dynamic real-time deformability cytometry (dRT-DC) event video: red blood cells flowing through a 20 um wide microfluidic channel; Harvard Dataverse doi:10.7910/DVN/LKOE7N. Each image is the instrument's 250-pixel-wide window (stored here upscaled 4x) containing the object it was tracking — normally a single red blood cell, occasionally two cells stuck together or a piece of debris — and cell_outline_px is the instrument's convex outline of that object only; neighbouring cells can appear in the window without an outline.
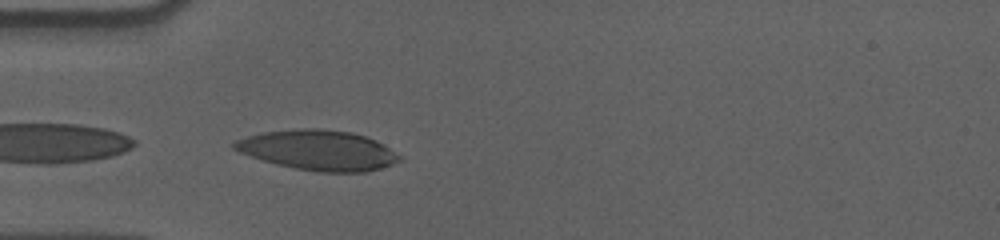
{"species": "human", "species_latin": "Homo sapiens", "temperature_condition": "cold", "stored_images_in_passage": 15, "camera_frame_rate_fps": 3000, "um_per_image_px": 0.085, "donor": {"sex": "male"}, "frame": {"image": 1, "passage_image": 1, "time_ms": 0.0, "image_size_px": [1000, 240], "cell_outline_px": [[404, 160], [380, 168], [364, 172], [316, 172], [276, 164], [240, 152], [232, 148], [232, 144], [236, 140], [248, 136], [264, 132], [300, 128], [316, 128], [352, 132], [376, 140], [384, 144], [400, 156]], "centroid_in_image_um": [27.08, 12.76], "position_along_channel_um": 57.9, "area_um2": 38.38}}
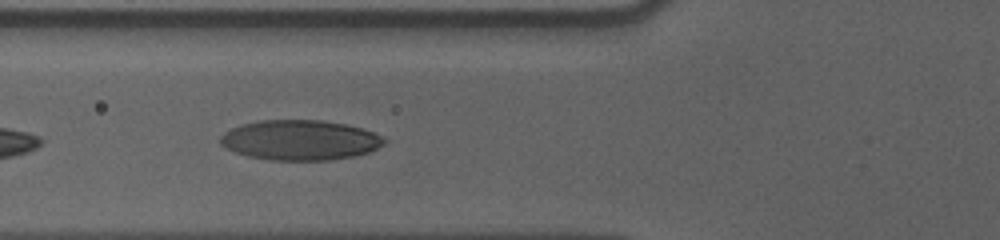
{"frame": {"image": 2, "passage_image": 5, "time_ms": 1.333, "image_size_px": [1000, 240], "cell_outline_px": [[388, 140], [384, 144], [368, 152], [356, 156], [332, 160], [268, 160], [248, 156], [236, 152], [220, 144], [220, 136], [224, 132], [240, 124], [260, 120], [320, 120], [344, 124], [360, 128], [372, 132]], "centroid_in_image_um": [25.49, 11.91], "position_along_channel_um": 100.3, "area_um2": 38.21}}
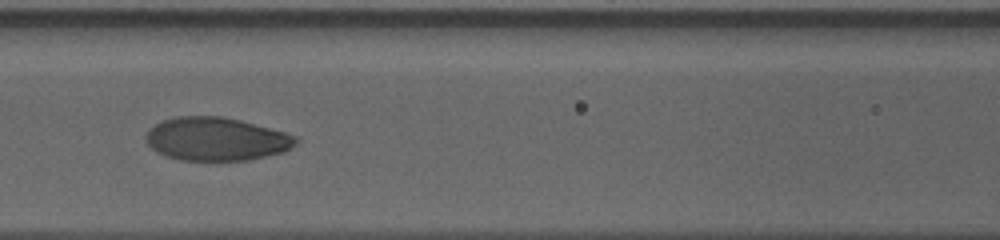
{"frame": {"image": 3, "passage_image": 9, "time_ms": 2.667, "image_size_px": [1000, 240], "cell_outline_px": [[300, 140], [292, 148], [284, 152], [248, 160], [180, 160], [164, 156], [156, 152], [148, 144], [148, 132], [156, 124], [164, 120], [176, 116], [220, 116], [240, 120], [300, 136]], "centroid_in_image_um": [18.45, 11.82], "position_along_channel_um": 148.2, "area_um2": 37.8}}